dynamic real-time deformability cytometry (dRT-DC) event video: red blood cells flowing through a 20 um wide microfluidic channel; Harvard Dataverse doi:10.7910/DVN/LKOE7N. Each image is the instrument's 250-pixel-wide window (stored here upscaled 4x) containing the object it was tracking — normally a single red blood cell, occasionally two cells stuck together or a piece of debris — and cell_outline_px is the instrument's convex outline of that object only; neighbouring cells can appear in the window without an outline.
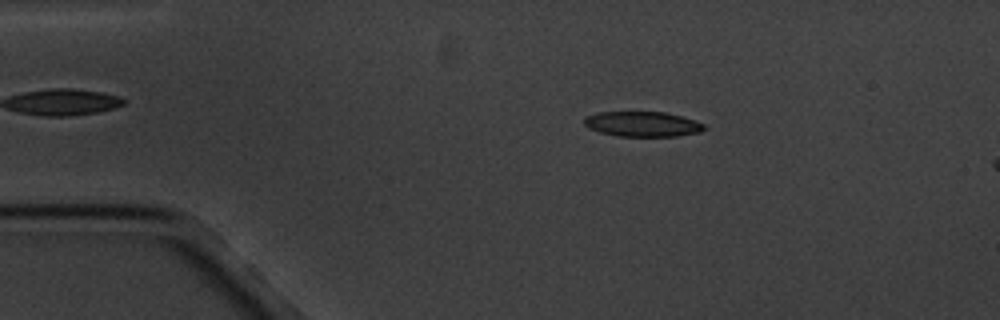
{"species": "common noctule bat (a hibernating species)", "species_latin": "Nyctalus noctula", "temperature_condition": "cold", "stored_images_in_passage": 4, "camera_frame_rate_fps": 3000, "um_per_image_px": 0.085, "animal": {"sex": "male", "body_mass_g": 20.1, "forearm_length_mm": 53.5}, "frame": {"image": 1, "passage_image": 2, "time_ms": 2.0, "image_size_px": [1000, 320], "cell_outline_px": [[708, 128], [700, 132], [676, 136], [616, 136], [600, 132], [588, 128], [584, 124], [584, 116], [600, 112], [664, 112], [680, 116], [704, 124]], "centroid_in_image_um": [54.59, 10.55], "position_along_channel_um": 30.4, "area_um2": 17.51}}